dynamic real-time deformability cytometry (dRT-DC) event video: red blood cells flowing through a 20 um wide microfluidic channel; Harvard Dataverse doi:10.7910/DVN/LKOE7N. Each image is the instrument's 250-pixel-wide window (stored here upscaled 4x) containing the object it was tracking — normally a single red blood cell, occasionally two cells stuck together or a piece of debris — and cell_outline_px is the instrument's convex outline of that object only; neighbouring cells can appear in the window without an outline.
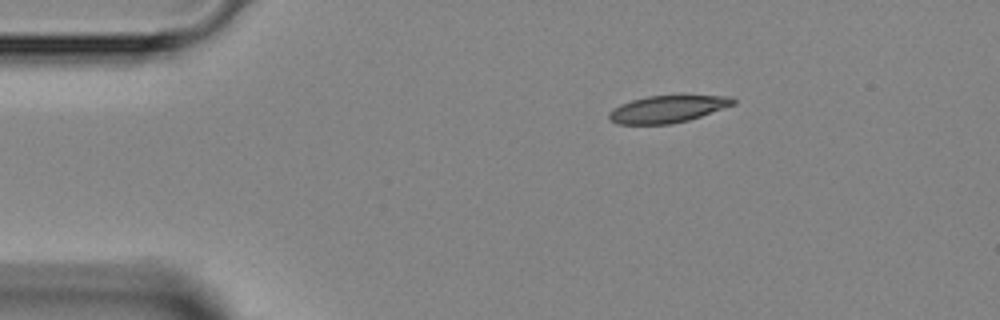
{"species": "Egyptian fruit bat (a non-hibernating species)", "species_latin": "Rousettus aegyptiacus", "temperature_condition": "room temperature", "stored_images_in_passage": 3, "camera_frame_rate_fps": 3000, "um_per_image_px": 0.085, "animal": {"sex": "female"}, "frame": {"image": 1, "passage_image": 1, "time_ms": 0.0, "image_size_px": [1000, 320], "cell_outline_px": [[736, 104], [688, 120], [672, 124], [616, 124], [608, 116], [608, 112], [612, 108], [620, 104], [632, 100], [648, 96], [680, 92], [684, 92], [732, 96], [736, 100]], "centroid_in_image_um": [56.83, 9.2], "position_along_channel_um": 28.2, "area_um2": 20.75}}
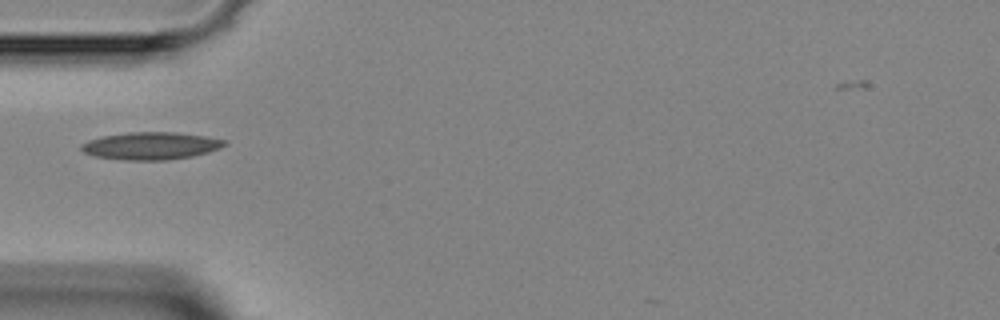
{"frame": {"image": 2, "passage_image": 3, "time_ms": 2.333, "image_size_px": [1000, 320], "cell_outline_px": [[228, 144], [220, 148], [208, 152], [192, 156], [168, 160], [124, 160], [92, 156], [84, 152], [80, 148], [80, 144], [88, 140], [100, 136], [128, 132], [176, 132], [204, 136], [224, 140]], "centroid_in_image_um": [12.78, 12.39], "position_along_channel_um": 72.2, "area_um2": 23.06}}